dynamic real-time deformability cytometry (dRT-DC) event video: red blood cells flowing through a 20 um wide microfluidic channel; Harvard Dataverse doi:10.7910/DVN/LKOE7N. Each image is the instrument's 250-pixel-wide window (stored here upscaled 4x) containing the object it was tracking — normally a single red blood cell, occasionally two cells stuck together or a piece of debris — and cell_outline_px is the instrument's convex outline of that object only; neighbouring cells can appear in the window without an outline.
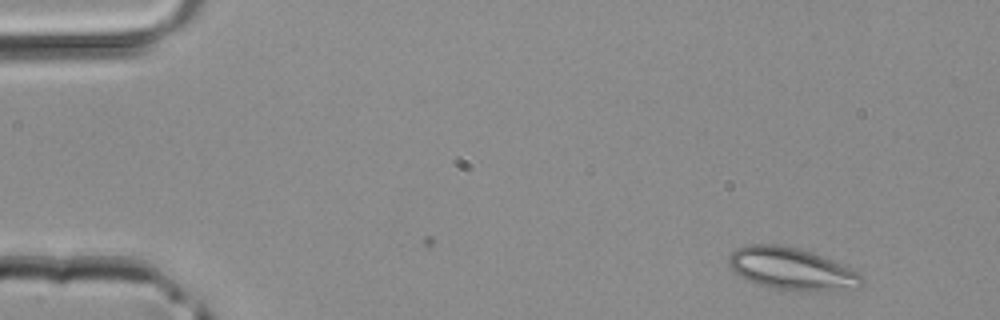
{"species": "common noctule bat (a hibernating species)", "species_latin": "Nyctalus noctula", "temperature_condition": "room temperature", "stored_images_in_passage": 31, "camera_frame_rate_fps": 3000, "um_per_image_px": 0.085, "animal": {"sex": "male", "body_mass_g": 20.4}, "frame": {"image": 1, "passage_image": 1, "time_ms": 0.0, "image_size_px": [1000, 320], "cell_outline_px": [[864, 284], [856, 288], [832, 292], [800, 292], [772, 288], [748, 280], [736, 272], [728, 264], [728, 256], [736, 248], [748, 244], [780, 244], [800, 248], [812, 252], [832, 260], [860, 272], [864, 280]], "centroid_in_image_um": [67.36, 22.87], "position_along_channel_um": 17.6, "area_um2": 33.35}}
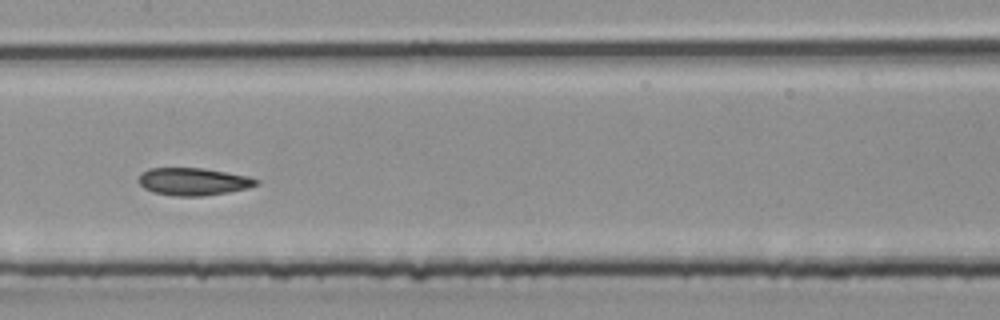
{"frame": {"image": 2, "passage_image": 19, "time_ms": 6.0, "image_size_px": [1000, 320], "cell_outline_px": [[260, 184], [248, 188], [228, 192], [200, 196], [172, 196], [156, 192], [144, 188], [140, 184], [140, 176], [148, 168], [204, 168], [248, 176], [260, 180]], "centroid_in_image_um": [16.49, 15.43], "position_along_channel_um": 190.9, "area_um2": 18.73}}
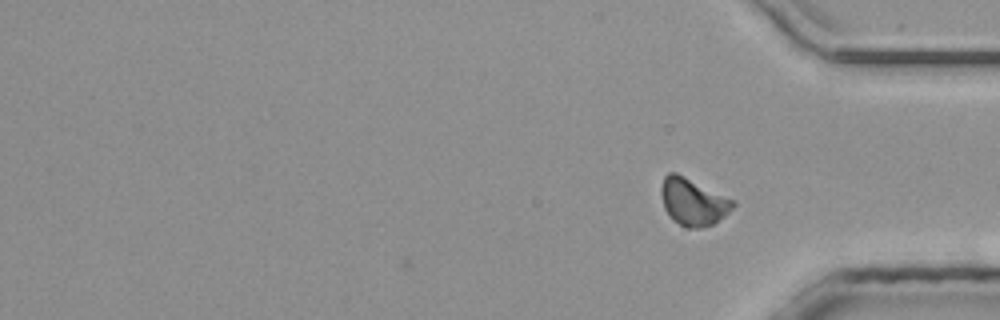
{"frame": {"image": 3, "passage_image": 31, "time_ms": 10.0, "image_size_px": [1000, 320], "cell_outline_px": [[736, 204], [724, 216], [712, 224], [700, 228], [688, 228], [672, 220], [668, 216], [664, 208], [660, 192], [660, 188], [664, 176], [668, 172], [676, 172], [736, 200]], "centroid_in_image_um": [58.89, 17.14], "position_along_channel_um": 376.3, "area_um2": 19.88}}